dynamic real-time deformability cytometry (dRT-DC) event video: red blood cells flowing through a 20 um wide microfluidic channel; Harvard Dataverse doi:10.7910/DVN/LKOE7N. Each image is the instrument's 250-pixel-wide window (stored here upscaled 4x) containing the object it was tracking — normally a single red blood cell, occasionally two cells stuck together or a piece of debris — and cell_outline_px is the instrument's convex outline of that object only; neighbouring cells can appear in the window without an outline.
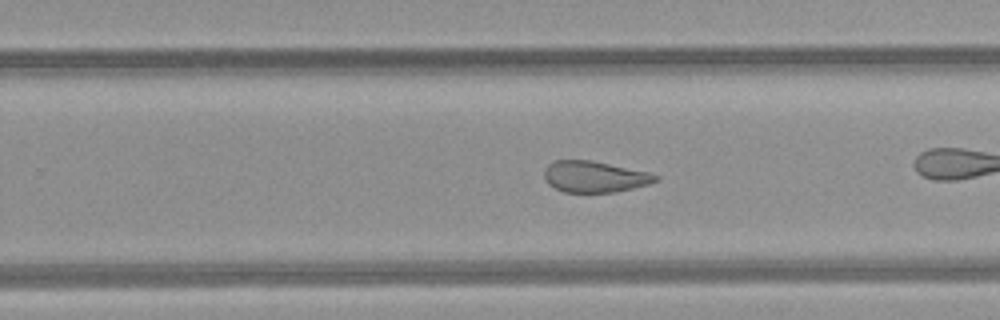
{"species": "common noctule bat (a hibernating species)", "species_latin": "Nyctalus noctula", "temperature_condition": "room temperature", "stored_images_in_passage": 28, "camera_frame_rate_fps": 3000, "um_per_image_px": 0.085, "animal": {"sex": "female", "body_mass_g": 21.9}, "frame": {"image": 1, "passage_image": 20, "time_ms": 6.333, "image_size_px": [1000, 320], "cell_outline_px": [[660, 180], [648, 184], [616, 192], [564, 192], [548, 184], [544, 180], [544, 168], [548, 164], [556, 160], [592, 160], [648, 172], [660, 176]], "centroid_in_image_um": [50.53, 15.01], "position_along_channel_um": 279.3, "area_um2": 20.35}}
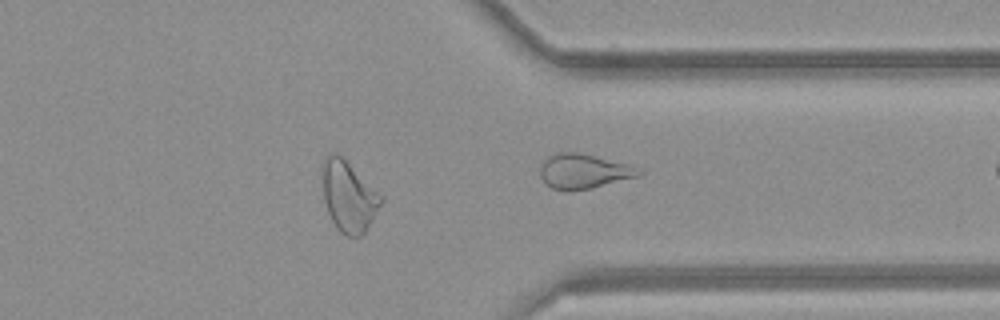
{"frame": {"image": 2, "passage_image": 28, "time_ms": 9.0, "image_size_px": [1000, 320], "cell_outline_px": [[644, 172], [640, 176], [592, 188], [552, 188], [544, 184], [540, 176], [540, 164], [548, 156], [560, 152], [576, 152], [628, 164], [640, 168]], "centroid_in_image_um": [49.63, 14.54], "position_along_channel_um": 361.8, "area_um2": 19.59}}